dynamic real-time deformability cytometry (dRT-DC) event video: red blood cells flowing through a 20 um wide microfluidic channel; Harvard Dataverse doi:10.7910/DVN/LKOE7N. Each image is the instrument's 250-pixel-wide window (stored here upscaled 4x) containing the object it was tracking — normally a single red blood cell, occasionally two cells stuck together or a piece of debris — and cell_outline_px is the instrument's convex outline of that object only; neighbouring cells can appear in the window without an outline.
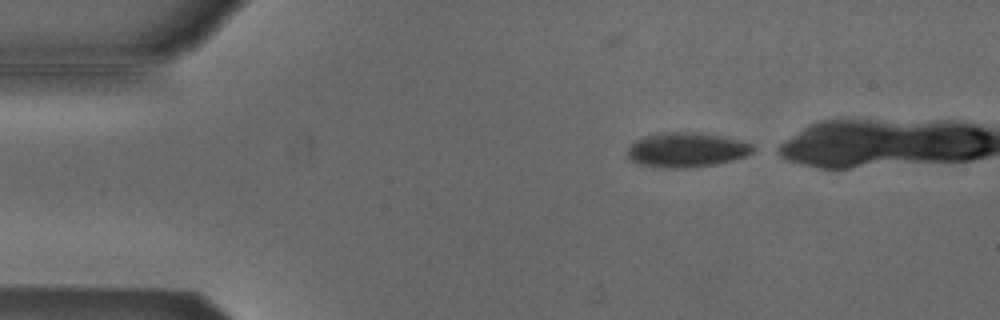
{"species": "Egyptian fruit bat (a non-hibernating species)", "species_latin": "Rousettus aegyptiacus", "temperature_condition": "cold", "stored_images_in_passage": 3, "camera_frame_rate_fps": 3000, "um_per_image_px": 0.085, "animal": {"sex": "male"}, "frame": {"image": 1, "passage_image": 3, "time_ms": 0.667, "image_size_px": [1000, 320], "cell_outline_px": [[756, 148], [752, 152], [744, 156], [712, 164], [684, 168], [668, 168], [640, 164], [632, 160], [624, 152], [636, 140], [644, 136], [664, 132], [700, 132], [724, 136], [744, 140], [752, 144]], "centroid_in_image_um": [58.36, 12.71], "position_along_channel_um": 26.6, "area_um2": 25.26}}